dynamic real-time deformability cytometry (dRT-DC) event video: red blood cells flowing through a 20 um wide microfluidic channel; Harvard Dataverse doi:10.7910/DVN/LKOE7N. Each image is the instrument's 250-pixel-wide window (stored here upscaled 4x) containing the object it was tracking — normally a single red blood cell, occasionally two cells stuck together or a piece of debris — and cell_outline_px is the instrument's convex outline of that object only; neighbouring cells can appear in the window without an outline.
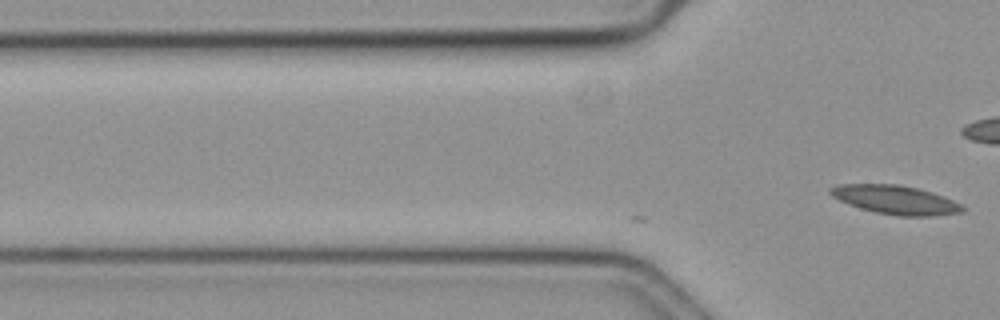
{"species": "common noctule bat (a hibernating species)", "species_latin": "Nyctalus noctula", "temperature_condition": "cold", "stored_images_in_passage": 16, "camera_frame_rate_fps": 3000, "um_per_image_px": 0.085, "animal": {"sex": "female", "body_mass_g": 19.3, "forearm_length_mm": 54.1}, "frame": {"image": 1, "passage_image": 16, "time_ms": 5.0, "image_size_px": [1000, 320], "cell_outline_px": [[968, 208], [964, 212], [932, 216], [896, 216], [876, 212], [860, 208], [848, 204], [832, 196], [828, 192], [828, 188], [836, 184], [900, 184], [932, 192], [944, 196]], "centroid_in_image_um": [76.12, 16.98], "position_along_channel_um": 49.7, "area_um2": 22.37}}